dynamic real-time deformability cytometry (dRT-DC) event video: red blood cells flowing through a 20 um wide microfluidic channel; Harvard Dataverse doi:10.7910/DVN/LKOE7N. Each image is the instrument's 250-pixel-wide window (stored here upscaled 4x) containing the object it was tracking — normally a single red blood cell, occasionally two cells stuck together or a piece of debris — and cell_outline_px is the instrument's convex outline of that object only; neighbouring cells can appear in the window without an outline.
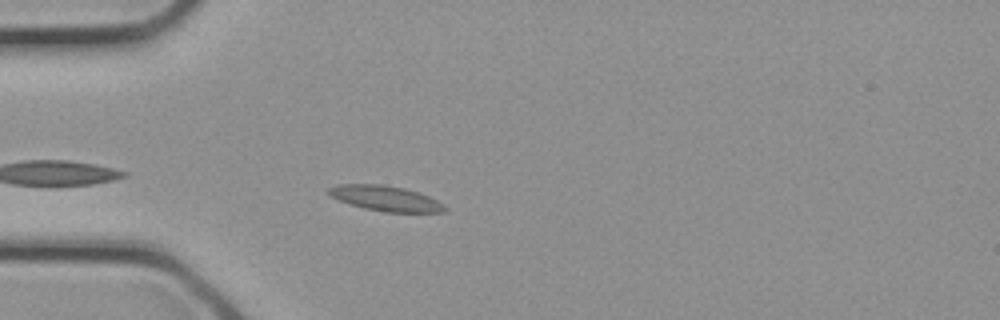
{"species": "common noctule bat (a hibernating species)", "species_latin": "Nyctalus noctula", "temperature_condition": "cold", "stored_images_in_passage": 19, "camera_frame_rate_fps": 3000, "um_per_image_px": 0.085, "animal": {"sex": "female", "body_mass_g": 21.9}, "frame": {"image": 1, "passage_image": 2, "time_ms": 0.333, "image_size_px": [1000, 320], "cell_outline_px": [[448, 208], [444, 212], [384, 212], [364, 208], [348, 204], [332, 196], [328, 192], [328, 188], [340, 184], [380, 184], [404, 188], [420, 192], [444, 204]], "centroid_in_image_um": [32.8, 16.86], "position_along_channel_um": 52.2, "area_um2": 17.05}}
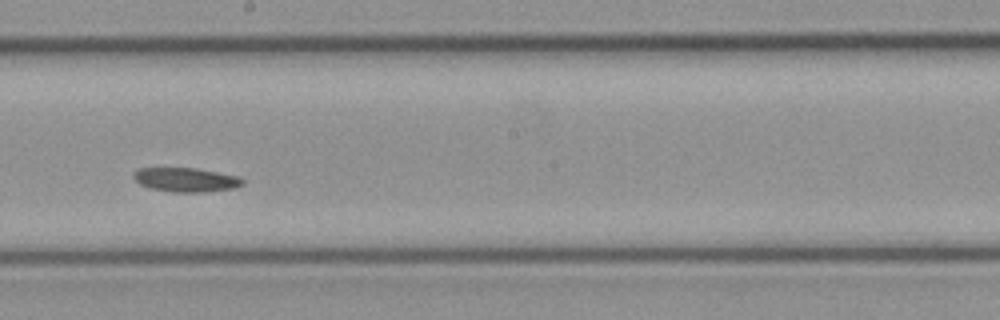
{"frame": {"image": 2, "passage_image": 11, "time_ms": 3.333, "image_size_px": [1000, 320], "cell_outline_px": [[244, 184], [232, 188], [204, 192], [172, 192], [148, 188], [140, 184], [132, 176], [132, 172], [140, 168], [196, 168], [240, 176], [244, 180]], "centroid_in_image_um": [15.79, 15.27], "position_along_channel_um": 232.4, "area_um2": 15.43}}
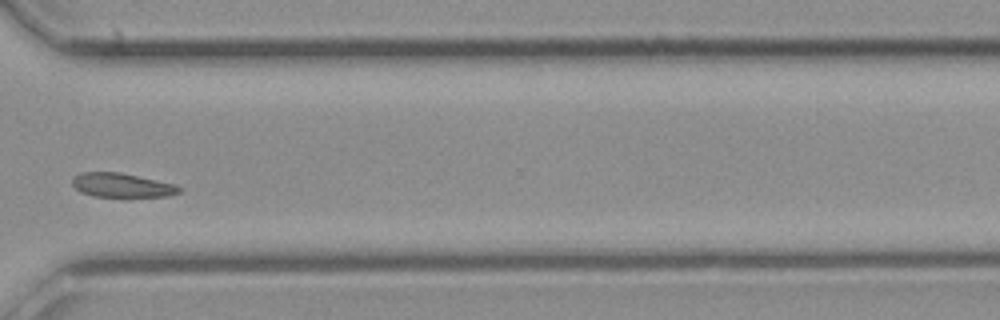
{"frame": {"image": 3, "passage_image": 17, "time_ms": 5.333, "image_size_px": [1000, 320], "cell_outline_px": [[184, 188], [180, 192], [168, 196], [124, 200], [92, 196], [80, 192], [72, 184], [72, 176], [80, 172], [120, 172], [176, 184]], "centroid_in_image_um": [10.39, 15.8], "position_along_channel_um": 360.2, "area_um2": 16.18}}